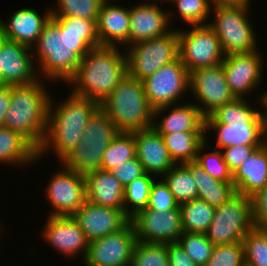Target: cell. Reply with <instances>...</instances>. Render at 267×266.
Here are the masks:
<instances>
[{"instance_id": "cell-17", "label": "cell", "mask_w": 267, "mask_h": 266, "mask_svg": "<svg viewBox=\"0 0 267 266\" xmlns=\"http://www.w3.org/2000/svg\"><path fill=\"white\" fill-rule=\"evenodd\" d=\"M264 57L259 50L225 55L222 66L227 84L235 98H246L261 86ZM245 96V97H244Z\"/></svg>"}, {"instance_id": "cell-5", "label": "cell", "mask_w": 267, "mask_h": 266, "mask_svg": "<svg viewBox=\"0 0 267 266\" xmlns=\"http://www.w3.org/2000/svg\"><path fill=\"white\" fill-rule=\"evenodd\" d=\"M32 50H34L32 53L34 63L37 64L38 77L40 79L45 77L50 82L63 81L67 83L74 76L81 62V57L78 55V44L65 42L60 33V22L52 16L43 26Z\"/></svg>"}, {"instance_id": "cell-31", "label": "cell", "mask_w": 267, "mask_h": 266, "mask_svg": "<svg viewBox=\"0 0 267 266\" xmlns=\"http://www.w3.org/2000/svg\"><path fill=\"white\" fill-rule=\"evenodd\" d=\"M175 164L196 161L200 146L205 142V132H180L160 134Z\"/></svg>"}, {"instance_id": "cell-7", "label": "cell", "mask_w": 267, "mask_h": 266, "mask_svg": "<svg viewBox=\"0 0 267 266\" xmlns=\"http://www.w3.org/2000/svg\"><path fill=\"white\" fill-rule=\"evenodd\" d=\"M119 132L116 125L99 109L89 120L75 149L61 163L83 176L101 169L103 153Z\"/></svg>"}, {"instance_id": "cell-49", "label": "cell", "mask_w": 267, "mask_h": 266, "mask_svg": "<svg viewBox=\"0 0 267 266\" xmlns=\"http://www.w3.org/2000/svg\"><path fill=\"white\" fill-rule=\"evenodd\" d=\"M212 7H217V6H238V5H243V6H250V1L252 0H209Z\"/></svg>"}, {"instance_id": "cell-54", "label": "cell", "mask_w": 267, "mask_h": 266, "mask_svg": "<svg viewBox=\"0 0 267 266\" xmlns=\"http://www.w3.org/2000/svg\"><path fill=\"white\" fill-rule=\"evenodd\" d=\"M103 2H110V1H113V0H102Z\"/></svg>"}, {"instance_id": "cell-19", "label": "cell", "mask_w": 267, "mask_h": 266, "mask_svg": "<svg viewBox=\"0 0 267 266\" xmlns=\"http://www.w3.org/2000/svg\"><path fill=\"white\" fill-rule=\"evenodd\" d=\"M42 233L43 240L59 254L68 258L82 254L83 262L89 242L72 216H48Z\"/></svg>"}, {"instance_id": "cell-26", "label": "cell", "mask_w": 267, "mask_h": 266, "mask_svg": "<svg viewBox=\"0 0 267 266\" xmlns=\"http://www.w3.org/2000/svg\"><path fill=\"white\" fill-rule=\"evenodd\" d=\"M233 185L236 193L248 197L267 185V141L233 173Z\"/></svg>"}, {"instance_id": "cell-47", "label": "cell", "mask_w": 267, "mask_h": 266, "mask_svg": "<svg viewBox=\"0 0 267 266\" xmlns=\"http://www.w3.org/2000/svg\"><path fill=\"white\" fill-rule=\"evenodd\" d=\"M169 266H199L185 252L179 242L167 243Z\"/></svg>"}, {"instance_id": "cell-50", "label": "cell", "mask_w": 267, "mask_h": 266, "mask_svg": "<svg viewBox=\"0 0 267 266\" xmlns=\"http://www.w3.org/2000/svg\"><path fill=\"white\" fill-rule=\"evenodd\" d=\"M259 99L258 101L260 102V104L264 107L263 111H261V115H262V124H263V132H264V136L265 139L267 141V90L263 93L262 95H259Z\"/></svg>"}, {"instance_id": "cell-39", "label": "cell", "mask_w": 267, "mask_h": 266, "mask_svg": "<svg viewBox=\"0 0 267 266\" xmlns=\"http://www.w3.org/2000/svg\"><path fill=\"white\" fill-rule=\"evenodd\" d=\"M130 266H169L167 243L138 241Z\"/></svg>"}, {"instance_id": "cell-41", "label": "cell", "mask_w": 267, "mask_h": 266, "mask_svg": "<svg viewBox=\"0 0 267 266\" xmlns=\"http://www.w3.org/2000/svg\"><path fill=\"white\" fill-rule=\"evenodd\" d=\"M180 19L189 26L206 25L211 15L212 5L209 0H172Z\"/></svg>"}, {"instance_id": "cell-33", "label": "cell", "mask_w": 267, "mask_h": 266, "mask_svg": "<svg viewBox=\"0 0 267 266\" xmlns=\"http://www.w3.org/2000/svg\"><path fill=\"white\" fill-rule=\"evenodd\" d=\"M161 179L167 184L179 205L197 198V185L184 163L175 164Z\"/></svg>"}, {"instance_id": "cell-53", "label": "cell", "mask_w": 267, "mask_h": 266, "mask_svg": "<svg viewBox=\"0 0 267 266\" xmlns=\"http://www.w3.org/2000/svg\"><path fill=\"white\" fill-rule=\"evenodd\" d=\"M158 1V0H157ZM160 1V0H159ZM161 1H165V2H171L172 0H161Z\"/></svg>"}, {"instance_id": "cell-46", "label": "cell", "mask_w": 267, "mask_h": 266, "mask_svg": "<svg viewBox=\"0 0 267 266\" xmlns=\"http://www.w3.org/2000/svg\"><path fill=\"white\" fill-rule=\"evenodd\" d=\"M256 148V146L239 145L226 147L221 149V152L229 170L234 173Z\"/></svg>"}, {"instance_id": "cell-36", "label": "cell", "mask_w": 267, "mask_h": 266, "mask_svg": "<svg viewBox=\"0 0 267 266\" xmlns=\"http://www.w3.org/2000/svg\"><path fill=\"white\" fill-rule=\"evenodd\" d=\"M205 137V142L200 146L196 162L205 170V172L210 175L212 178L227 182L233 183V173L229 170L223 155L220 149L212 148L213 150L207 151V139ZM204 152V153H203Z\"/></svg>"}, {"instance_id": "cell-4", "label": "cell", "mask_w": 267, "mask_h": 266, "mask_svg": "<svg viewBox=\"0 0 267 266\" xmlns=\"http://www.w3.org/2000/svg\"><path fill=\"white\" fill-rule=\"evenodd\" d=\"M39 79L30 85H11L10 107L4 127L25 136L37 149L47 132L51 96Z\"/></svg>"}, {"instance_id": "cell-14", "label": "cell", "mask_w": 267, "mask_h": 266, "mask_svg": "<svg viewBox=\"0 0 267 266\" xmlns=\"http://www.w3.org/2000/svg\"><path fill=\"white\" fill-rule=\"evenodd\" d=\"M138 240L129 221L122 229L88 243L85 266H130Z\"/></svg>"}, {"instance_id": "cell-15", "label": "cell", "mask_w": 267, "mask_h": 266, "mask_svg": "<svg viewBox=\"0 0 267 266\" xmlns=\"http://www.w3.org/2000/svg\"><path fill=\"white\" fill-rule=\"evenodd\" d=\"M190 91L197 98L194 104L205 117L235 99L227 84L222 63L191 71Z\"/></svg>"}, {"instance_id": "cell-10", "label": "cell", "mask_w": 267, "mask_h": 266, "mask_svg": "<svg viewBox=\"0 0 267 266\" xmlns=\"http://www.w3.org/2000/svg\"><path fill=\"white\" fill-rule=\"evenodd\" d=\"M254 228L251 199L236 193L219 207H215L213 221L206 233L213 245L242 242Z\"/></svg>"}, {"instance_id": "cell-28", "label": "cell", "mask_w": 267, "mask_h": 266, "mask_svg": "<svg viewBox=\"0 0 267 266\" xmlns=\"http://www.w3.org/2000/svg\"><path fill=\"white\" fill-rule=\"evenodd\" d=\"M40 160L38 149L21 133L0 127V163L27 167Z\"/></svg>"}, {"instance_id": "cell-32", "label": "cell", "mask_w": 267, "mask_h": 266, "mask_svg": "<svg viewBox=\"0 0 267 266\" xmlns=\"http://www.w3.org/2000/svg\"><path fill=\"white\" fill-rule=\"evenodd\" d=\"M183 232L206 234L213 221L215 207L199 198L180 204Z\"/></svg>"}, {"instance_id": "cell-21", "label": "cell", "mask_w": 267, "mask_h": 266, "mask_svg": "<svg viewBox=\"0 0 267 266\" xmlns=\"http://www.w3.org/2000/svg\"><path fill=\"white\" fill-rule=\"evenodd\" d=\"M32 51L29 46L5 39L1 44L4 85H30L40 79Z\"/></svg>"}, {"instance_id": "cell-44", "label": "cell", "mask_w": 267, "mask_h": 266, "mask_svg": "<svg viewBox=\"0 0 267 266\" xmlns=\"http://www.w3.org/2000/svg\"><path fill=\"white\" fill-rule=\"evenodd\" d=\"M254 228L267 230V185L250 196Z\"/></svg>"}, {"instance_id": "cell-27", "label": "cell", "mask_w": 267, "mask_h": 266, "mask_svg": "<svg viewBox=\"0 0 267 266\" xmlns=\"http://www.w3.org/2000/svg\"><path fill=\"white\" fill-rule=\"evenodd\" d=\"M84 177L89 203L124 210V187L110 171L99 169Z\"/></svg>"}, {"instance_id": "cell-43", "label": "cell", "mask_w": 267, "mask_h": 266, "mask_svg": "<svg viewBox=\"0 0 267 266\" xmlns=\"http://www.w3.org/2000/svg\"><path fill=\"white\" fill-rule=\"evenodd\" d=\"M159 180V178L155 179L152 184L147 209L161 212L165 210H180V205L167 184L163 179L161 181Z\"/></svg>"}, {"instance_id": "cell-24", "label": "cell", "mask_w": 267, "mask_h": 266, "mask_svg": "<svg viewBox=\"0 0 267 266\" xmlns=\"http://www.w3.org/2000/svg\"><path fill=\"white\" fill-rule=\"evenodd\" d=\"M96 25L101 46H129L130 8L103 2Z\"/></svg>"}, {"instance_id": "cell-37", "label": "cell", "mask_w": 267, "mask_h": 266, "mask_svg": "<svg viewBox=\"0 0 267 266\" xmlns=\"http://www.w3.org/2000/svg\"><path fill=\"white\" fill-rule=\"evenodd\" d=\"M102 4V0H57V8H51V15L52 17H78L97 22Z\"/></svg>"}, {"instance_id": "cell-51", "label": "cell", "mask_w": 267, "mask_h": 266, "mask_svg": "<svg viewBox=\"0 0 267 266\" xmlns=\"http://www.w3.org/2000/svg\"><path fill=\"white\" fill-rule=\"evenodd\" d=\"M5 33H4V23L2 21V17H0V47L1 44L5 41Z\"/></svg>"}, {"instance_id": "cell-16", "label": "cell", "mask_w": 267, "mask_h": 266, "mask_svg": "<svg viewBox=\"0 0 267 266\" xmlns=\"http://www.w3.org/2000/svg\"><path fill=\"white\" fill-rule=\"evenodd\" d=\"M138 241L146 243L178 242L183 234L181 211L141 209L130 218Z\"/></svg>"}, {"instance_id": "cell-2", "label": "cell", "mask_w": 267, "mask_h": 266, "mask_svg": "<svg viewBox=\"0 0 267 266\" xmlns=\"http://www.w3.org/2000/svg\"><path fill=\"white\" fill-rule=\"evenodd\" d=\"M118 46L92 48L77 67L74 76L67 82L71 93L102 103L127 76L125 50Z\"/></svg>"}, {"instance_id": "cell-38", "label": "cell", "mask_w": 267, "mask_h": 266, "mask_svg": "<svg viewBox=\"0 0 267 266\" xmlns=\"http://www.w3.org/2000/svg\"><path fill=\"white\" fill-rule=\"evenodd\" d=\"M242 242L245 266H267V230L253 228Z\"/></svg>"}, {"instance_id": "cell-34", "label": "cell", "mask_w": 267, "mask_h": 266, "mask_svg": "<svg viewBox=\"0 0 267 266\" xmlns=\"http://www.w3.org/2000/svg\"><path fill=\"white\" fill-rule=\"evenodd\" d=\"M136 157V146L133 133L119 132L105 149L101 162V170L111 171L127 160Z\"/></svg>"}, {"instance_id": "cell-48", "label": "cell", "mask_w": 267, "mask_h": 266, "mask_svg": "<svg viewBox=\"0 0 267 266\" xmlns=\"http://www.w3.org/2000/svg\"><path fill=\"white\" fill-rule=\"evenodd\" d=\"M11 85H0V127H4L5 115L10 107Z\"/></svg>"}, {"instance_id": "cell-42", "label": "cell", "mask_w": 267, "mask_h": 266, "mask_svg": "<svg viewBox=\"0 0 267 266\" xmlns=\"http://www.w3.org/2000/svg\"><path fill=\"white\" fill-rule=\"evenodd\" d=\"M204 266H245L243 242L215 245L213 254Z\"/></svg>"}, {"instance_id": "cell-18", "label": "cell", "mask_w": 267, "mask_h": 266, "mask_svg": "<svg viewBox=\"0 0 267 266\" xmlns=\"http://www.w3.org/2000/svg\"><path fill=\"white\" fill-rule=\"evenodd\" d=\"M144 2L130 7L129 46L164 36L172 30L170 24L176 10L161 9L156 0Z\"/></svg>"}, {"instance_id": "cell-29", "label": "cell", "mask_w": 267, "mask_h": 266, "mask_svg": "<svg viewBox=\"0 0 267 266\" xmlns=\"http://www.w3.org/2000/svg\"><path fill=\"white\" fill-rule=\"evenodd\" d=\"M60 22V33L68 44H78V55L83 58L92 48L99 47L96 21L78 17H55Z\"/></svg>"}, {"instance_id": "cell-45", "label": "cell", "mask_w": 267, "mask_h": 266, "mask_svg": "<svg viewBox=\"0 0 267 266\" xmlns=\"http://www.w3.org/2000/svg\"><path fill=\"white\" fill-rule=\"evenodd\" d=\"M123 187L133 182L136 178L143 176L146 172L137 157L127 160L119 167L110 171Z\"/></svg>"}, {"instance_id": "cell-25", "label": "cell", "mask_w": 267, "mask_h": 266, "mask_svg": "<svg viewBox=\"0 0 267 266\" xmlns=\"http://www.w3.org/2000/svg\"><path fill=\"white\" fill-rule=\"evenodd\" d=\"M42 15L27 7L11 13L8 20H2L5 38L32 48L37 43L43 26L52 16L51 8L49 7Z\"/></svg>"}, {"instance_id": "cell-1", "label": "cell", "mask_w": 267, "mask_h": 266, "mask_svg": "<svg viewBox=\"0 0 267 266\" xmlns=\"http://www.w3.org/2000/svg\"><path fill=\"white\" fill-rule=\"evenodd\" d=\"M57 104L51 97L47 132L38 149V158H43L50 149L61 162L82 139L86 125L100 109V104L73 93Z\"/></svg>"}, {"instance_id": "cell-12", "label": "cell", "mask_w": 267, "mask_h": 266, "mask_svg": "<svg viewBox=\"0 0 267 266\" xmlns=\"http://www.w3.org/2000/svg\"><path fill=\"white\" fill-rule=\"evenodd\" d=\"M142 83L147 100L155 110L180 104L178 101L190 91V72L178 57L142 80Z\"/></svg>"}, {"instance_id": "cell-13", "label": "cell", "mask_w": 267, "mask_h": 266, "mask_svg": "<svg viewBox=\"0 0 267 266\" xmlns=\"http://www.w3.org/2000/svg\"><path fill=\"white\" fill-rule=\"evenodd\" d=\"M61 165L63 170L54 172L44 190L46 200L53 207L48 216H72L87 201L85 177Z\"/></svg>"}, {"instance_id": "cell-52", "label": "cell", "mask_w": 267, "mask_h": 266, "mask_svg": "<svg viewBox=\"0 0 267 266\" xmlns=\"http://www.w3.org/2000/svg\"><path fill=\"white\" fill-rule=\"evenodd\" d=\"M0 85H4V79H3V69H2V55H1V47H0Z\"/></svg>"}, {"instance_id": "cell-3", "label": "cell", "mask_w": 267, "mask_h": 266, "mask_svg": "<svg viewBox=\"0 0 267 266\" xmlns=\"http://www.w3.org/2000/svg\"><path fill=\"white\" fill-rule=\"evenodd\" d=\"M251 99L235 98L205 117V133H217L216 149L248 145L257 148L266 142L261 110L252 107Z\"/></svg>"}, {"instance_id": "cell-30", "label": "cell", "mask_w": 267, "mask_h": 266, "mask_svg": "<svg viewBox=\"0 0 267 266\" xmlns=\"http://www.w3.org/2000/svg\"><path fill=\"white\" fill-rule=\"evenodd\" d=\"M184 164L188 167L197 185V198L204 200L209 205L219 207L236 194L233 183L212 178L196 161Z\"/></svg>"}, {"instance_id": "cell-35", "label": "cell", "mask_w": 267, "mask_h": 266, "mask_svg": "<svg viewBox=\"0 0 267 266\" xmlns=\"http://www.w3.org/2000/svg\"><path fill=\"white\" fill-rule=\"evenodd\" d=\"M156 178L145 173L124 187V212L129 218L147 208L151 187Z\"/></svg>"}, {"instance_id": "cell-40", "label": "cell", "mask_w": 267, "mask_h": 266, "mask_svg": "<svg viewBox=\"0 0 267 266\" xmlns=\"http://www.w3.org/2000/svg\"><path fill=\"white\" fill-rule=\"evenodd\" d=\"M179 244L190 258L199 266H204L213 254V245L206 234L183 232Z\"/></svg>"}, {"instance_id": "cell-22", "label": "cell", "mask_w": 267, "mask_h": 266, "mask_svg": "<svg viewBox=\"0 0 267 266\" xmlns=\"http://www.w3.org/2000/svg\"><path fill=\"white\" fill-rule=\"evenodd\" d=\"M164 111H168L167 115ZM153 128L159 134L205 132V116L192 102L163 106L154 110Z\"/></svg>"}, {"instance_id": "cell-6", "label": "cell", "mask_w": 267, "mask_h": 266, "mask_svg": "<svg viewBox=\"0 0 267 266\" xmlns=\"http://www.w3.org/2000/svg\"><path fill=\"white\" fill-rule=\"evenodd\" d=\"M100 109L120 132L132 133L153 127L154 109L147 100L144 85L128 75L100 103Z\"/></svg>"}, {"instance_id": "cell-9", "label": "cell", "mask_w": 267, "mask_h": 266, "mask_svg": "<svg viewBox=\"0 0 267 266\" xmlns=\"http://www.w3.org/2000/svg\"><path fill=\"white\" fill-rule=\"evenodd\" d=\"M125 55L127 75L142 81L179 57L178 29L172 28L164 36L132 44Z\"/></svg>"}, {"instance_id": "cell-23", "label": "cell", "mask_w": 267, "mask_h": 266, "mask_svg": "<svg viewBox=\"0 0 267 266\" xmlns=\"http://www.w3.org/2000/svg\"><path fill=\"white\" fill-rule=\"evenodd\" d=\"M132 133L135 139L136 157L147 174L161 178L175 165L162 136L153 127Z\"/></svg>"}, {"instance_id": "cell-8", "label": "cell", "mask_w": 267, "mask_h": 266, "mask_svg": "<svg viewBox=\"0 0 267 266\" xmlns=\"http://www.w3.org/2000/svg\"><path fill=\"white\" fill-rule=\"evenodd\" d=\"M249 6L212 7L214 20L208 23L218 37L225 55L257 51V35L250 22Z\"/></svg>"}, {"instance_id": "cell-20", "label": "cell", "mask_w": 267, "mask_h": 266, "mask_svg": "<svg viewBox=\"0 0 267 266\" xmlns=\"http://www.w3.org/2000/svg\"><path fill=\"white\" fill-rule=\"evenodd\" d=\"M72 217L84 232L88 242L115 233L130 221L124 210L97 206L88 201Z\"/></svg>"}, {"instance_id": "cell-11", "label": "cell", "mask_w": 267, "mask_h": 266, "mask_svg": "<svg viewBox=\"0 0 267 266\" xmlns=\"http://www.w3.org/2000/svg\"><path fill=\"white\" fill-rule=\"evenodd\" d=\"M182 29H178L179 57L189 72L223 62L225 54L220 41L208 24Z\"/></svg>"}]
</instances>
